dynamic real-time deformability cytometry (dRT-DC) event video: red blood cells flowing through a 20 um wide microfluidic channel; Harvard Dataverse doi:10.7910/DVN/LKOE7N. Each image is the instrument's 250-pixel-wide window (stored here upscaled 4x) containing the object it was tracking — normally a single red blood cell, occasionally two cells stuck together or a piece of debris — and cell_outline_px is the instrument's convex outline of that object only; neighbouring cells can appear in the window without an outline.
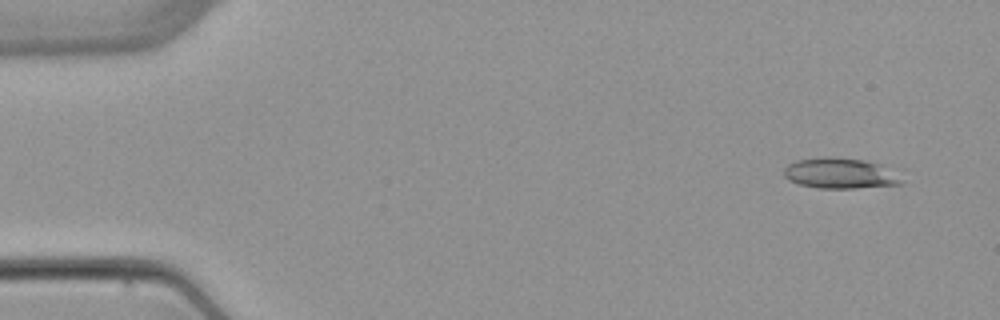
{"species": "common noctule bat (a hibernating species)", "species_latin": "Nyctalus noctula", "temperature_condition": "warm", "stored_images_in_passage": 4, "camera_frame_rate_fps": 3000, "um_per_image_px": 0.085, "animal": {"sex": "female", "body_mass_g": 22.7, "forearm_length_mm": 54.2}, "frame": {"image": 1, "passage_image": 1, "time_ms": 0.0, "image_size_px": [1000, 320], "cell_outline_px": [[904, 184], [856, 188], [820, 188], [800, 184], [788, 180], [784, 176], [784, 168], [788, 164], [796, 160], [828, 156], [864, 160], [904, 168]], "centroid_in_image_um": [71.63, 14.72], "position_along_channel_um": 13.4, "area_um2": 22.02}}
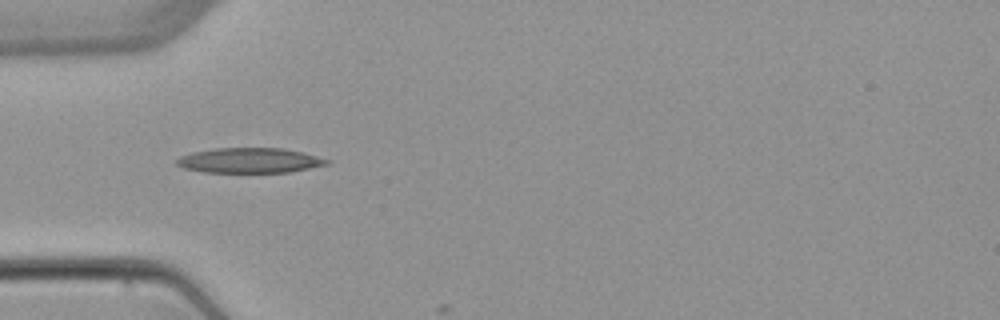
{"frame": {"image": 2, "passage_image": 3, "time_ms": 4.333, "image_size_px": [1000, 320], "cell_outline_px": [[332, 160], [328, 164], [292, 172], [204, 172], [184, 168], [176, 164], [176, 160], [180, 156], [192, 152], [216, 148], [280, 148], [304, 152]], "centroid_in_image_um": [21.25, 13.63], "position_along_channel_um": 63.8, "area_um2": 21.96}}